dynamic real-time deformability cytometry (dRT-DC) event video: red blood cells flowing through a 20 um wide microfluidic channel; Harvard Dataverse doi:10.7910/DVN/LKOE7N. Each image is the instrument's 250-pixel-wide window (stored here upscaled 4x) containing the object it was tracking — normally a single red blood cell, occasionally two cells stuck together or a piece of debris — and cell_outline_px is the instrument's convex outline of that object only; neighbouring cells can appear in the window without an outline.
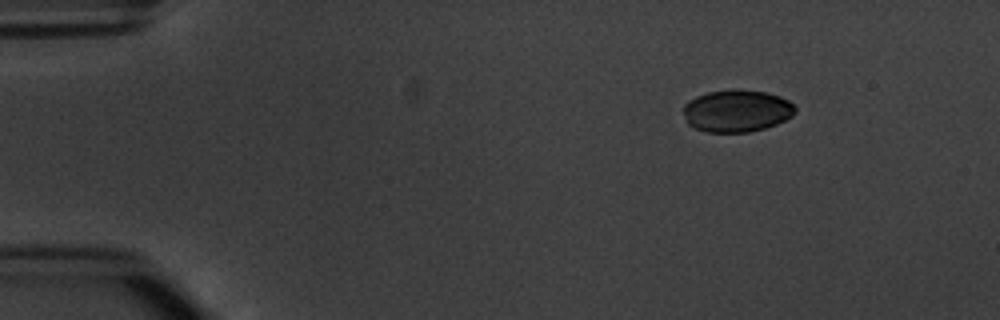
{"species": "common noctule bat (a hibernating species)", "species_latin": "Nyctalus noctula", "temperature_condition": "warm", "stored_images_in_passage": 4, "camera_frame_rate_fps": 3000, "um_per_image_px": 0.085, "animal": {"sex": "male", "body_mass_g": 20.1, "forearm_length_mm": 53.5}, "frame": {"image": 1, "passage_image": 1, "time_ms": 0.0, "image_size_px": [1000, 320], "cell_outline_px": [[796, 112], [792, 116], [776, 124], [764, 128], [748, 132], [708, 132], [696, 128], [688, 124], [684, 116], [684, 104], [688, 100], [696, 96], [708, 92], [768, 92], [780, 96], [788, 100], [796, 108]], "centroid_in_image_um": [62.62, 9.46], "position_along_channel_um": 22.4, "area_um2": 26.82}}
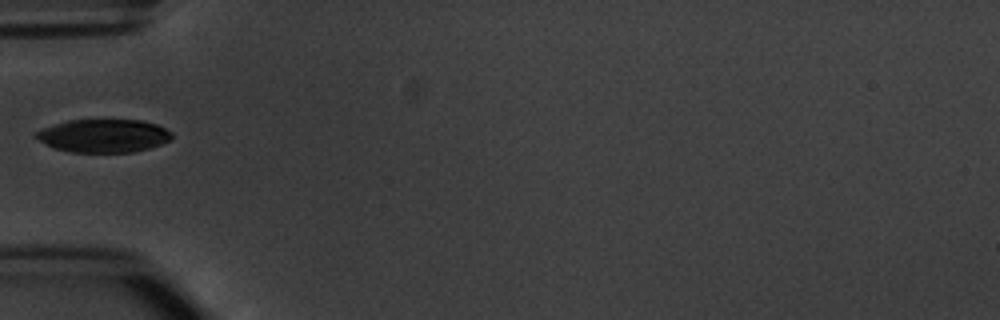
{"frame": {"image": 2, "passage_image": 4, "time_ms": 3.667, "image_size_px": [1000, 320], "cell_outline_px": [[172, 140], [148, 148], [132, 152], [72, 152], [56, 148], [44, 144], [32, 136], [32, 132], [52, 124], [68, 120], [140, 120], [156, 124], [172, 132]], "centroid_in_image_um": [8.74, 11.53], "position_along_channel_um": 76.3, "area_um2": 26.41}}